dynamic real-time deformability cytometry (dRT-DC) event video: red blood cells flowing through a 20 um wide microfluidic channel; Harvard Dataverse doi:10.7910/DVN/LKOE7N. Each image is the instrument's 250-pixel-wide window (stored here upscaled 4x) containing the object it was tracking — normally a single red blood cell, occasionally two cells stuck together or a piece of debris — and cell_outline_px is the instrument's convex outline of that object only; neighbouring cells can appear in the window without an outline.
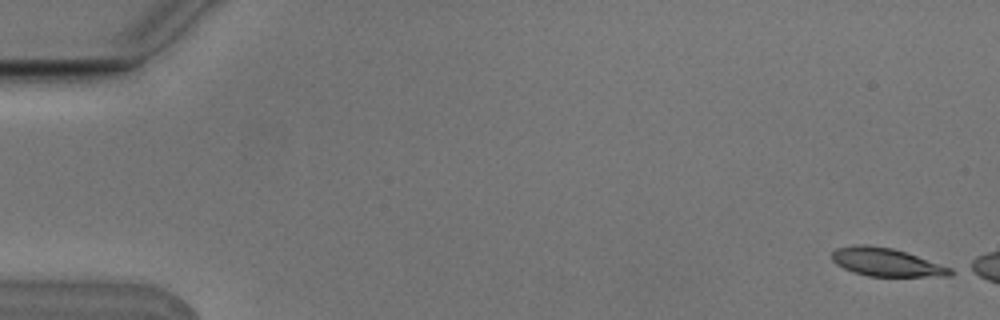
{"species": "Egyptian fruit bat (a non-hibernating species)", "species_latin": "Rousettus aegyptiacus", "temperature_condition": "cold", "stored_images_in_passage": 4, "camera_frame_rate_fps": 3000, "um_per_image_px": 0.085, "animal": {"sex": "male"}, "frame": {"image": 1, "passage_image": 1, "time_ms": 0.0, "image_size_px": [1000, 320], "cell_outline_px": [[952, 276], [868, 276], [852, 272], [836, 264], [832, 260], [832, 252], [836, 248], [856, 244], [864, 244], [892, 248], [952, 268]], "centroid_in_image_um": [75.29, 22.29], "position_along_channel_um": 9.7, "area_um2": 19.25}}